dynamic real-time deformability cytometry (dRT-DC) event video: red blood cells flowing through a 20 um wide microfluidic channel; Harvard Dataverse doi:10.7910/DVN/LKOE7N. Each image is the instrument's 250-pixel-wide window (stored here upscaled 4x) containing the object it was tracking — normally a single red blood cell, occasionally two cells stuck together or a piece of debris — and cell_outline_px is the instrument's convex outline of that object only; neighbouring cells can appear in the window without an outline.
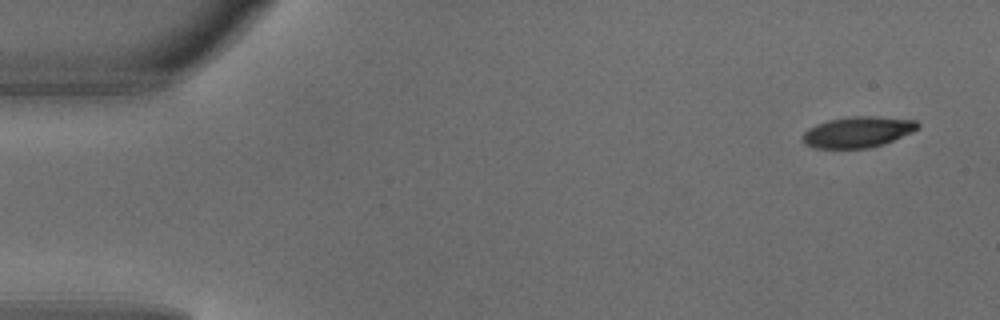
{"species": "common noctule bat (a hibernating species)", "species_latin": "Nyctalus noctula", "temperature_condition": "warm", "stored_images_in_passage": 4, "camera_frame_rate_fps": 3000, "um_per_image_px": 0.085, "animal": {"sex": "male", "body_mass_g": 18.8}, "frame": {"image": 1, "passage_image": 1, "time_ms": 0.0, "image_size_px": [1000, 320], "cell_outline_px": [[920, 128], [912, 132], [884, 144], [868, 148], [816, 148], [804, 144], [800, 136], [808, 128], [816, 124], [828, 120], [852, 116], [872, 116], [916, 120], [920, 124]], "centroid_in_image_um": [72.89, 11.22], "position_along_channel_um": 12.1, "area_um2": 20.87}}
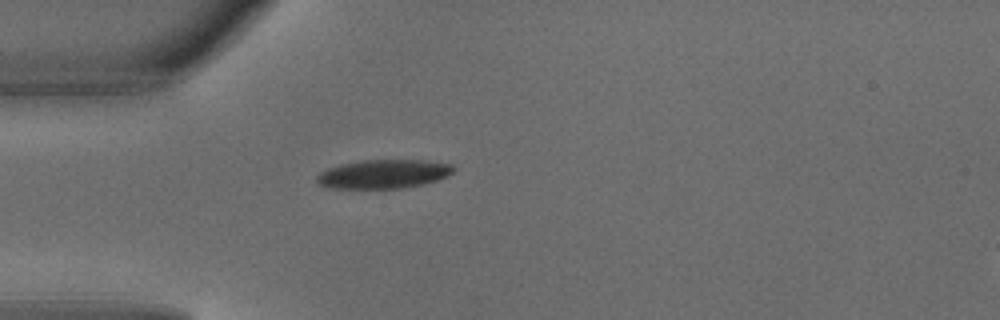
{"frame": {"image": 2, "passage_image": 4, "time_ms": 1.0, "image_size_px": [1000, 320], "cell_outline_px": [[456, 168], [448, 176], [440, 180], [424, 184], [404, 188], [332, 188], [320, 184], [316, 180], [316, 176], [320, 172], [328, 168], [340, 164], [364, 160], [424, 160], [452, 164]], "centroid_in_image_um": [32.65, 14.79], "position_along_channel_um": 52.4, "area_um2": 23.06}}